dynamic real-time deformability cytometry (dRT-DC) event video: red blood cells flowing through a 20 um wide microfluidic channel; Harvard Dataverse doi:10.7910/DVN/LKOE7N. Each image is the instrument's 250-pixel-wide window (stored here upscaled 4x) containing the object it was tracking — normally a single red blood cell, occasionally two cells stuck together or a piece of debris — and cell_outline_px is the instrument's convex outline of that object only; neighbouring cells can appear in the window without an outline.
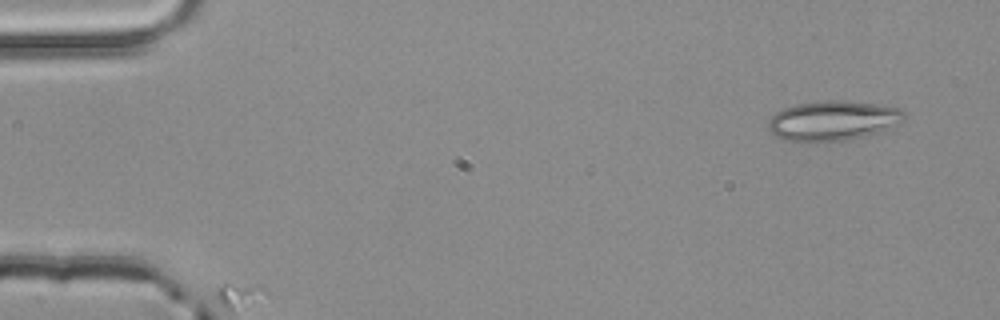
{"species": "common noctule bat (a hibernating species)", "species_latin": "Nyctalus noctula", "temperature_condition": "room temperature", "stored_images_in_passage": 4, "camera_frame_rate_fps": 3000, "um_per_image_px": 0.085, "animal": {"sex": "male", "body_mass_g": 20.4}, "frame": {"image": 1, "passage_image": 1, "time_ms": 0.0, "image_size_px": [1000, 320], "cell_outline_px": [[904, 120], [880, 132], [864, 136], [844, 140], [800, 144], [780, 140], [768, 128], [768, 120], [776, 112], [784, 108], [796, 104], [824, 100], [840, 100], [876, 104], [900, 108], [904, 112]], "centroid_in_image_um": [70.73, 10.28], "position_along_channel_um": 14.3, "area_um2": 32.02}}